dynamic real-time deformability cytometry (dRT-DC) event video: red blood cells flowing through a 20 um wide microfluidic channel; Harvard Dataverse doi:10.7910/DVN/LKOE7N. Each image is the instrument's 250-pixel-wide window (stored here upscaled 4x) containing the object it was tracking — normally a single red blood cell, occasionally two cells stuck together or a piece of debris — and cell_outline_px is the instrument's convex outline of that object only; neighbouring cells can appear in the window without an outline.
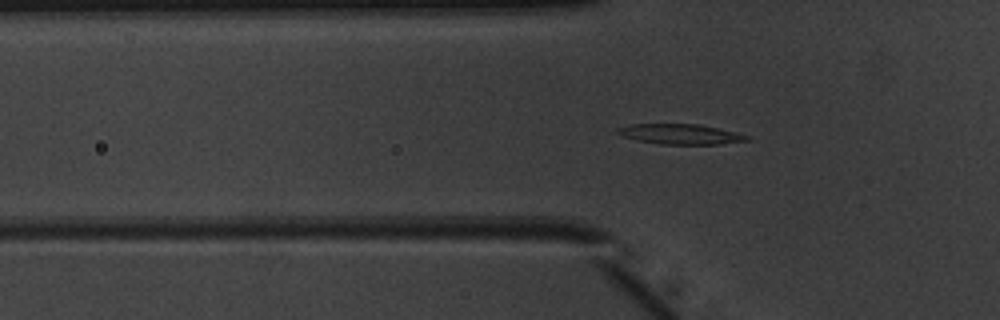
{"species": "common noctule bat (a hibernating species)", "species_latin": "Nyctalus noctula", "temperature_condition": "warm", "stored_images_in_passage": 44, "camera_frame_rate_fps": 3000, "um_per_image_px": 0.085, "animal": {"sex": "male", "body_mass_g": 20.1, "forearm_length_mm": 53.5}, "frame": {"image": 1, "passage_image": 10, "time_ms": 3.0, "image_size_px": [1000, 320], "cell_outline_px": [[752, 140], [720, 144], [660, 144], [636, 140], [624, 136], [616, 132], [616, 128], [628, 124], [700, 124], [752, 136]], "centroid_in_image_um": [57.86, 11.4], "position_along_channel_um": 67.9, "area_um2": 15.32}}
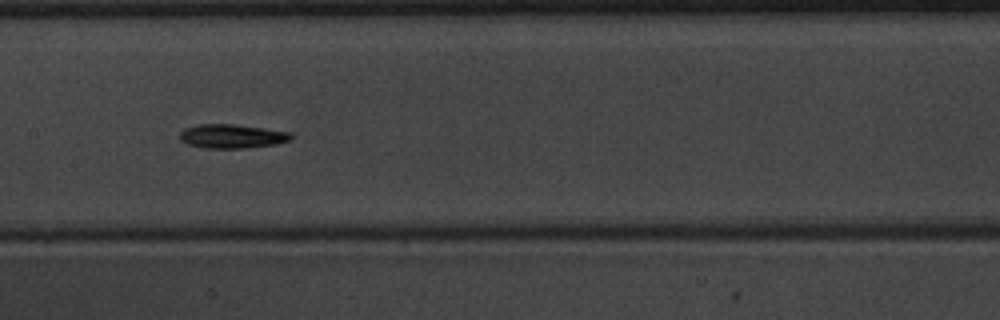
{"frame": {"image": 2, "passage_image": 19, "time_ms": 6.0, "image_size_px": [1000, 320], "cell_outline_px": [[296, 136], [292, 140], [276, 144], [244, 148], [200, 148], [188, 144], [180, 140], [180, 132], [184, 128], [200, 124], [236, 124], [292, 132]], "centroid_in_image_um": [19.76, 11.58], "position_along_channel_um": 187.6, "area_um2": 15.84}}
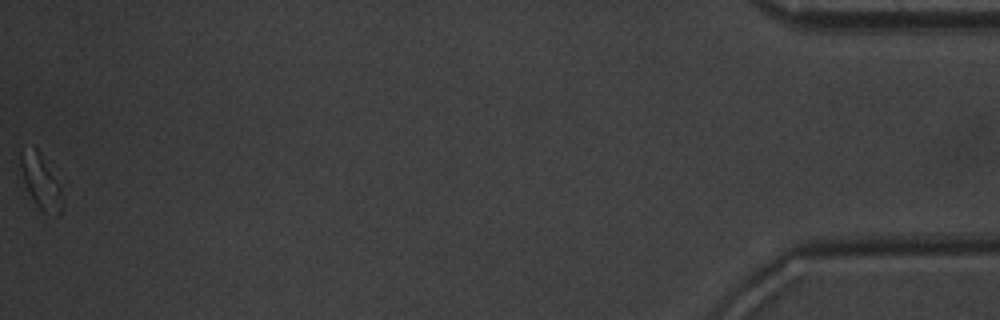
{"frame": {"image": 3, "passage_image": 44, "time_ms": 14.333, "image_size_px": [1000, 320], "cell_outline_px": [[64, 204], [60, 212], [56, 216], [44, 212], [36, 204], [28, 192], [20, 168], [20, 152], [36, 148], [40, 152]], "centroid_in_image_um": [3.41, 15.49], "position_along_channel_um": 431.8, "area_um2": 12.08}, "authors_computed_cell_mechanics": {"area_um2": 15.2881, "velocity_mm_per_s": 4.0068, "shape_relaxation_time_tau1_ms": 2.7672, "shape_relaxation_time_tau2_ms": 10.9794, "deformation_change_tau1": 0.1059, "deformation_change_tau2": 0.2185}}